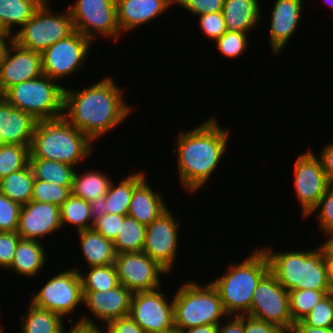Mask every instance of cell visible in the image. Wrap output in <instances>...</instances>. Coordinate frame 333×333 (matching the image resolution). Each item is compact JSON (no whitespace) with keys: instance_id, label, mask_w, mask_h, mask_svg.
I'll use <instances>...</instances> for the list:
<instances>
[{"instance_id":"cell-1","label":"cell","mask_w":333,"mask_h":333,"mask_svg":"<svg viewBox=\"0 0 333 333\" xmlns=\"http://www.w3.org/2000/svg\"><path fill=\"white\" fill-rule=\"evenodd\" d=\"M112 75L81 89L64 90L63 117L94 144L130 117L133 109Z\"/></svg>"},{"instance_id":"cell-2","label":"cell","mask_w":333,"mask_h":333,"mask_svg":"<svg viewBox=\"0 0 333 333\" xmlns=\"http://www.w3.org/2000/svg\"><path fill=\"white\" fill-rule=\"evenodd\" d=\"M216 115L191 130L178 131L173 152L176 153V171L184 191L197 193L214 176L228 148L230 130L223 128Z\"/></svg>"},{"instance_id":"cell-3","label":"cell","mask_w":333,"mask_h":333,"mask_svg":"<svg viewBox=\"0 0 333 333\" xmlns=\"http://www.w3.org/2000/svg\"><path fill=\"white\" fill-rule=\"evenodd\" d=\"M269 262V272L288 291L312 289L333 292L330 285L327 262L323 253V241L315 249H291L276 251L269 246L260 247ZM296 250V251H295Z\"/></svg>"},{"instance_id":"cell-4","label":"cell","mask_w":333,"mask_h":333,"mask_svg":"<svg viewBox=\"0 0 333 333\" xmlns=\"http://www.w3.org/2000/svg\"><path fill=\"white\" fill-rule=\"evenodd\" d=\"M93 142L63 116L38 121L29 158H43L81 167L94 152ZM92 155V156H91ZM80 166V167H79Z\"/></svg>"},{"instance_id":"cell-5","label":"cell","mask_w":333,"mask_h":333,"mask_svg":"<svg viewBox=\"0 0 333 333\" xmlns=\"http://www.w3.org/2000/svg\"><path fill=\"white\" fill-rule=\"evenodd\" d=\"M229 263L228 270L210 283L216 288L228 316L247 315L253 293L260 280L269 272V262L261 248L248 254L241 263Z\"/></svg>"},{"instance_id":"cell-6","label":"cell","mask_w":333,"mask_h":333,"mask_svg":"<svg viewBox=\"0 0 333 333\" xmlns=\"http://www.w3.org/2000/svg\"><path fill=\"white\" fill-rule=\"evenodd\" d=\"M175 292L173 307L177 331L208 324L218 325L228 316L218 291L209 281L199 284L196 280H186Z\"/></svg>"},{"instance_id":"cell-7","label":"cell","mask_w":333,"mask_h":333,"mask_svg":"<svg viewBox=\"0 0 333 333\" xmlns=\"http://www.w3.org/2000/svg\"><path fill=\"white\" fill-rule=\"evenodd\" d=\"M64 85L42 74L10 87L2 96L38 121L63 116Z\"/></svg>"},{"instance_id":"cell-8","label":"cell","mask_w":333,"mask_h":333,"mask_svg":"<svg viewBox=\"0 0 333 333\" xmlns=\"http://www.w3.org/2000/svg\"><path fill=\"white\" fill-rule=\"evenodd\" d=\"M50 2L46 0L14 34V42L20 47L42 54L52 44L75 31L68 7L63 12L60 10L55 13Z\"/></svg>"},{"instance_id":"cell-9","label":"cell","mask_w":333,"mask_h":333,"mask_svg":"<svg viewBox=\"0 0 333 333\" xmlns=\"http://www.w3.org/2000/svg\"><path fill=\"white\" fill-rule=\"evenodd\" d=\"M67 5L74 29L90 41L101 36L114 42L123 35L117 22L116 0H74ZM97 37V38H96Z\"/></svg>"},{"instance_id":"cell-10","label":"cell","mask_w":333,"mask_h":333,"mask_svg":"<svg viewBox=\"0 0 333 333\" xmlns=\"http://www.w3.org/2000/svg\"><path fill=\"white\" fill-rule=\"evenodd\" d=\"M61 271L52 275L38 292L31 291L30 303L65 319L75 314L77 307L83 306V292L80 274L74 267Z\"/></svg>"},{"instance_id":"cell-11","label":"cell","mask_w":333,"mask_h":333,"mask_svg":"<svg viewBox=\"0 0 333 333\" xmlns=\"http://www.w3.org/2000/svg\"><path fill=\"white\" fill-rule=\"evenodd\" d=\"M94 43L78 31L59 40L42 53V72L49 78L60 82L82 71L89 59ZM90 52V53H89ZM89 54V56H88ZM61 80V81H60Z\"/></svg>"},{"instance_id":"cell-12","label":"cell","mask_w":333,"mask_h":333,"mask_svg":"<svg viewBox=\"0 0 333 333\" xmlns=\"http://www.w3.org/2000/svg\"><path fill=\"white\" fill-rule=\"evenodd\" d=\"M247 315L290 333L294 323L290 314L289 292L270 272L257 284Z\"/></svg>"},{"instance_id":"cell-13","label":"cell","mask_w":333,"mask_h":333,"mask_svg":"<svg viewBox=\"0 0 333 333\" xmlns=\"http://www.w3.org/2000/svg\"><path fill=\"white\" fill-rule=\"evenodd\" d=\"M313 150L310 147L306 152L300 153L293 164V186L303 218H306L317 206L330 183L318 154Z\"/></svg>"},{"instance_id":"cell-14","label":"cell","mask_w":333,"mask_h":333,"mask_svg":"<svg viewBox=\"0 0 333 333\" xmlns=\"http://www.w3.org/2000/svg\"><path fill=\"white\" fill-rule=\"evenodd\" d=\"M163 291L159 288L132 294L129 316L146 333H163L175 328L173 294Z\"/></svg>"},{"instance_id":"cell-15","label":"cell","mask_w":333,"mask_h":333,"mask_svg":"<svg viewBox=\"0 0 333 333\" xmlns=\"http://www.w3.org/2000/svg\"><path fill=\"white\" fill-rule=\"evenodd\" d=\"M168 208L157 219L146 226L143 252L158 262L169 273L173 272L179 249L181 222ZM178 218V219H177ZM176 259V260H175Z\"/></svg>"},{"instance_id":"cell-16","label":"cell","mask_w":333,"mask_h":333,"mask_svg":"<svg viewBox=\"0 0 333 333\" xmlns=\"http://www.w3.org/2000/svg\"><path fill=\"white\" fill-rule=\"evenodd\" d=\"M118 281L132 293L153 291L161 287V277L169 272L143 251L117 254Z\"/></svg>"},{"instance_id":"cell-17","label":"cell","mask_w":333,"mask_h":333,"mask_svg":"<svg viewBox=\"0 0 333 333\" xmlns=\"http://www.w3.org/2000/svg\"><path fill=\"white\" fill-rule=\"evenodd\" d=\"M82 292L83 306L90 312H87L89 313L88 315L87 313L86 315L83 313L82 316L78 317L77 321L103 328L108 322L130 314L131 297L133 293L120 283L105 292Z\"/></svg>"},{"instance_id":"cell-18","label":"cell","mask_w":333,"mask_h":333,"mask_svg":"<svg viewBox=\"0 0 333 333\" xmlns=\"http://www.w3.org/2000/svg\"><path fill=\"white\" fill-rule=\"evenodd\" d=\"M60 207L45 202L30 201L22 205L17 233L21 239L40 241L46 236L60 232Z\"/></svg>"},{"instance_id":"cell-19","label":"cell","mask_w":333,"mask_h":333,"mask_svg":"<svg viewBox=\"0 0 333 333\" xmlns=\"http://www.w3.org/2000/svg\"><path fill=\"white\" fill-rule=\"evenodd\" d=\"M42 74V54L13 42L0 66V95L10 87Z\"/></svg>"},{"instance_id":"cell-20","label":"cell","mask_w":333,"mask_h":333,"mask_svg":"<svg viewBox=\"0 0 333 333\" xmlns=\"http://www.w3.org/2000/svg\"><path fill=\"white\" fill-rule=\"evenodd\" d=\"M304 0H273L270 14L269 46L273 55L284 50L302 20Z\"/></svg>"},{"instance_id":"cell-21","label":"cell","mask_w":333,"mask_h":333,"mask_svg":"<svg viewBox=\"0 0 333 333\" xmlns=\"http://www.w3.org/2000/svg\"><path fill=\"white\" fill-rule=\"evenodd\" d=\"M117 22L122 34L153 22L172 6L175 0H116Z\"/></svg>"},{"instance_id":"cell-22","label":"cell","mask_w":333,"mask_h":333,"mask_svg":"<svg viewBox=\"0 0 333 333\" xmlns=\"http://www.w3.org/2000/svg\"><path fill=\"white\" fill-rule=\"evenodd\" d=\"M37 122L0 95V131L6 144L31 145Z\"/></svg>"},{"instance_id":"cell-23","label":"cell","mask_w":333,"mask_h":333,"mask_svg":"<svg viewBox=\"0 0 333 333\" xmlns=\"http://www.w3.org/2000/svg\"><path fill=\"white\" fill-rule=\"evenodd\" d=\"M147 178L148 176L134 188L127 214L145 226L169 208L163 193L152 189Z\"/></svg>"},{"instance_id":"cell-24","label":"cell","mask_w":333,"mask_h":333,"mask_svg":"<svg viewBox=\"0 0 333 333\" xmlns=\"http://www.w3.org/2000/svg\"><path fill=\"white\" fill-rule=\"evenodd\" d=\"M43 245L40 241L20 239L8 271L11 270L14 274L21 275L22 278L30 279V277L40 276L39 273H42L40 271L45 269L43 267L49 261L46 245Z\"/></svg>"},{"instance_id":"cell-25","label":"cell","mask_w":333,"mask_h":333,"mask_svg":"<svg viewBox=\"0 0 333 333\" xmlns=\"http://www.w3.org/2000/svg\"><path fill=\"white\" fill-rule=\"evenodd\" d=\"M260 5L259 0H224L222 13L227 29L252 34L262 20Z\"/></svg>"},{"instance_id":"cell-26","label":"cell","mask_w":333,"mask_h":333,"mask_svg":"<svg viewBox=\"0 0 333 333\" xmlns=\"http://www.w3.org/2000/svg\"><path fill=\"white\" fill-rule=\"evenodd\" d=\"M78 233L79 250L84 263L89 267L106 266L115 263L116 252L113 241L103 237L93 229Z\"/></svg>"},{"instance_id":"cell-27","label":"cell","mask_w":333,"mask_h":333,"mask_svg":"<svg viewBox=\"0 0 333 333\" xmlns=\"http://www.w3.org/2000/svg\"><path fill=\"white\" fill-rule=\"evenodd\" d=\"M146 177L144 171L128 174L118 183L112 180L105 194L108 214L127 215L134 188Z\"/></svg>"},{"instance_id":"cell-28","label":"cell","mask_w":333,"mask_h":333,"mask_svg":"<svg viewBox=\"0 0 333 333\" xmlns=\"http://www.w3.org/2000/svg\"><path fill=\"white\" fill-rule=\"evenodd\" d=\"M78 169L76 168L73 177L72 194L88 202L105 196L113 179L102 170L93 169L79 173Z\"/></svg>"},{"instance_id":"cell-29","label":"cell","mask_w":333,"mask_h":333,"mask_svg":"<svg viewBox=\"0 0 333 333\" xmlns=\"http://www.w3.org/2000/svg\"><path fill=\"white\" fill-rule=\"evenodd\" d=\"M28 304L26 312L19 320L21 333H59L66 323L61 315L34 306L30 302Z\"/></svg>"},{"instance_id":"cell-30","label":"cell","mask_w":333,"mask_h":333,"mask_svg":"<svg viewBox=\"0 0 333 333\" xmlns=\"http://www.w3.org/2000/svg\"><path fill=\"white\" fill-rule=\"evenodd\" d=\"M46 0H0V18L14 35ZM16 29V31H15Z\"/></svg>"},{"instance_id":"cell-31","label":"cell","mask_w":333,"mask_h":333,"mask_svg":"<svg viewBox=\"0 0 333 333\" xmlns=\"http://www.w3.org/2000/svg\"><path fill=\"white\" fill-rule=\"evenodd\" d=\"M29 166L35 179L55 183L62 187H72L76 167L54 160L29 158Z\"/></svg>"},{"instance_id":"cell-32","label":"cell","mask_w":333,"mask_h":333,"mask_svg":"<svg viewBox=\"0 0 333 333\" xmlns=\"http://www.w3.org/2000/svg\"><path fill=\"white\" fill-rule=\"evenodd\" d=\"M34 175L29 164L0 180V192L10 200L21 205L31 201L33 194Z\"/></svg>"},{"instance_id":"cell-33","label":"cell","mask_w":333,"mask_h":333,"mask_svg":"<svg viewBox=\"0 0 333 333\" xmlns=\"http://www.w3.org/2000/svg\"><path fill=\"white\" fill-rule=\"evenodd\" d=\"M146 226L126 215L120 231L113 240L116 254L140 252L145 244Z\"/></svg>"},{"instance_id":"cell-34","label":"cell","mask_w":333,"mask_h":333,"mask_svg":"<svg viewBox=\"0 0 333 333\" xmlns=\"http://www.w3.org/2000/svg\"><path fill=\"white\" fill-rule=\"evenodd\" d=\"M61 226L73 225L76 231L92 229L93 220L91 217L90 204L82 198L71 194L60 206Z\"/></svg>"},{"instance_id":"cell-35","label":"cell","mask_w":333,"mask_h":333,"mask_svg":"<svg viewBox=\"0 0 333 333\" xmlns=\"http://www.w3.org/2000/svg\"><path fill=\"white\" fill-rule=\"evenodd\" d=\"M82 280V291H107L119 284L115 264L86 268L83 273L81 267L74 266ZM89 269V270H88ZM87 272V273H86Z\"/></svg>"},{"instance_id":"cell-36","label":"cell","mask_w":333,"mask_h":333,"mask_svg":"<svg viewBox=\"0 0 333 333\" xmlns=\"http://www.w3.org/2000/svg\"><path fill=\"white\" fill-rule=\"evenodd\" d=\"M30 146L5 144L0 147V180L29 164Z\"/></svg>"},{"instance_id":"cell-37","label":"cell","mask_w":333,"mask_h":333,"mask_svg":"<svg viewBox=\"0 0 333 333\" xmlns=\"http://www.w3.org/2000/svg\"><path fill=\"white\" fill-rule=\"evenodd\" d=\"M323 291L300 289L289 292L290 314L293 323L301 321L325 296Z\"/></svg>"},{"instance_id":"cell-38","label":"cell","mask_w":333,"mask_h":333,"mask_svg":"<svg viewBox=\"0 0 333 333\" xmlns=\"http://www.w3.org/2000/svg\"><path fill=\"white\" fill-rule=\"evenodd\" d=\"M72 187H62L40 179H35L33 184L32 201L45 202L59 207L72 194Z\"/></svg>"},{"instance_id":"cell-39","label":"cell","mask_w":333,"mask_h":333,"mask_svg":"<svg viewBox=\"0 0 333 333\" xmlns=\"http://www.w3.org/2000/svg\"><path fill=\"white\" fill-rule=\"evenodd\" d=\"M313 214L320 232L328 240L333 235V183H329L325 194L306 218Z\"/></svg>"},{"instance_id":"cell-40","label":"cell","mask_w":333,"mask_h":333,"mask_svg":"<svg viewBox=\"0 0 333 333\" xmlns=\"http://www.w3.org/2000/svg\"><path fill=\"white\" fill-rule=\"evenodd\" d=\"M249 33L242 31L227 30L219 39L215 41L216 49L226 58H239L249 49Z\"/></svg>"},{"instance_id":"cell-41","label":"cell","mask_w":333,"mask_h":333,"mask_svg":"<svg viewBox=\"0 0 333 333\" xmlns=\"http://www.w3.org/2000/svg\"><path fill=\"white\" fill-rule=\"evenodd\" d=\"M301 321L312 328H332L333 292L325 295Z\"/></svg>"},{"instance_id":"cell-42","label":"cell","mask_w":333,"mask_h":333,"mask_svg":"<svg viewBox=\"0 0 333 333\" xmlns=\"http://www.w3.org/2000/svg\"><path fill=\"white\" fill-rule=\"evenodd\" d=\"M21 207L0 192V232L17 231Z\"/></svg>"},{"instance_id":"cell-43","label":"cell","mask_w":333,"mask_h":333,"mask_svg":"<svg viewBox=\"0 0 333 333\" xmlns=\"http://www.w3.org/2000/svg\"><path fill=\"white\" fill-rule=\"evenodd\" d=\"M199 17L200 31L212 41L219 39L228 29L222 12L207 13Z\"/></svg>"},{"instance_id":"cell-44","label":"cell","mask_w":333,"mask_h":333,"mask_svg":"<svg viewBox=\"0 0 333 333\" xmlns=\"http://www.w3.org/2000/svg\"><path fill=\"white\" fill-rule=\"evenodd\" d=\"M175 5L190 12L191 16L222 12L224 0H175Z\"/></svg>"},{"instance_id":"cell-45","label":"cell","mask_w":333,"mask_h":333,"mask_svg":"<svg viewBox=\"0 0 333 333\" xmlns=\"http://www.w3.org/2000/svg\"><path fill=\"white\" fill-rule=\"evenodd\" d=\"M125 216L106 213L93 221L92 229L113 241L120 231Z\"/></svg>"},{"instance_id":"cell-46","label":"cell","mask_w":333,"mask_h":333,"mask_svg":"<svg viewBox=\"0 0 333 333\" xmlns=\"http://www.w3.org/2000/svg\"><path fill=\"white\" fill-rule=\"evenodd\" d=\"M21 237L15 232H0V267L8 271L11 267L17 244Z\"/></svg>"},{"instance_id":"cell-47","label":"cell","mask_w":333,"mask_h":333,"mask_svg":"<svg viewBox=\"0 0 333 333\" xmlns=\"http://www.w3.org/2000/svg\"><path fill=\"white\" fill-rule=\"evenodd\" d=\"M102 333H146L129 315L108 322Z\"/></svg>"},{"instance_id":"cell-48","label":"cell","mask_w":333,"mask_h":333,"mask_svg":"<svg viewBox=\"0 0 333 333\" xmlns=\"http://www.w3.org/2000/svg\"><path fill=\"white\" fill-rule=\"evenodd\" d=\"M244 333H286L281 328L261 319L244 315Z\"/></svg>"},{"instance_id":"cell-49","label":"cell","mask_w":333,"mask_h":333,"mask_svg":"<svg viewBox=\"0 0 333 333\" xmlns=\"http://www.w3.org/2000/svg\"><path fill=\"white\" fill-rule=\"evenodd\" d=\"M327 144V145H326ZM325 146L319 152V158L322 163L324 173L330 183H333V141L326 142Z\"/></svg>"},{"instance_id":"cell-50","label":"cell","mask_w":333,"mask_h":333,"mask_svg":"<svg viewBox=\"0 0 333 333\" xmlns=\"http://www.w3.org/2000/svg\"><path fill=\"white\" fill-rule=\"evenodd\" d=\"M226 321L218 324V333H244V315L227 316Z\"/></svg>"},{"instance_id":"cell-51","label":"cell","mask_w":333,"mask_h":333,"mask_svg":"<svg viewBox=\"0 0 333 333\" xmlns=\"http://www.w3.org/2000/svg\"><path fill=\"white\" fill-rule=\"evenodd\" d=\"M67 322L72 325L70 326L71 328L67 329V326L64 325L60 329L59 333H102L101 328L91 325L89 323H84L80 321H75V323H73L72 318H69Z\"/></svg>"},{"instance_id":"cell-52","label":"cell","mask_w":333,"mask_h":333,"mask_svg":"<svg viewBox=\"0 0 333 333\" xmlns=\"http://www.w3.org/2000/svg\"><path fill=\"white\" fill-rule=\"evenodd\" d=\"M89 204L93 221L107 213L105 196L97 197L95 200L90 201Z\"/></svg>"},{"instance_id":"cell-53","label":"cell","mask_w":333,"mask_h":333,"mask_svg":"<svg viewBox=\"0 0 333 333\" xmlns=\"http://www.w3.org/2000/svg\"><path fill=\"white\" fill-rule=\"evenodd\" d=\"M290 333H333L332 328H312L305 325L302 321L293 324Z\"/></svg>"},{"instance_id":"cell-54","label":"cell","mask_w":333,"mask_h":333,"mask_svg":"<svg viewBox=\"0 0 333 333\" xmlns=\"http://www.w3.org/2000/svg\"><path fill=\"white\" fill-rule=\"evenodd\" d=\"M323 253L327 262L330 285L333 290V248L326 241H323Z\"/></svg>"},{"instance_id":"cell-55","label":"cell","mask_w":333,"mask_h":333,"mask_svg":"<svg viewBox=\"0 0 333 333\" xmlns=\"http://www.w3.org/2000/svg\"><path fill=\"white\" fill-rule=\"evenodd\" d=\"M13 42L14 35H0V66L4 62L7 51Z\"/></svg>"},{"instance_id":"cell-56","label":"cell","mask_w":333,"mask_h":333,"mask_svg":"<svg viewBox=\"0 0 333 333\" xmlns=\"http://www.w3.org/2000/svg\"><path fill=\"white\" fill-rule=\"evenodd\" d=\"M178 333H218V325H202L178 331Z\"/></svg>"},{"instance_id":"cell-57","label":"cell","mask_w":333,"mask_h":333,"mask_svg":"<svg viewBox=\"0 0 333 333\" xmlns=\"http://www.w3.org/2000/svg\"><path fill=\"white\" fill-rule=\"evenodd\" d=\"M0 35H13L4 25L0 18Z\"/></svg>"},{"instance_id":"cell-58","label":"cell","mask_w":333,"mask_h":333,"mask_svg":"<svg viewBox=\"0 0 333 333\" xmlns=\"http://www.w3.org/2000/svg\"><path fill=\"white\" fill-rule=\"evenodd\" d=\"M6 143H5V140H4V138H3V135H2V133H1V131H0V147H2L3 145H5Z\"/></svg>"},{"instance_id":"cell-59","label":"cell","mask_w":333,"mask_h":333,"mask_svg":"<svg viewBox=\"0 0 333 333\" xmlns=\"http://www.w3.org/2000/svg\"><path fill=\"white\" fill-rule=\"evenodd\" d=\"M325 241L333 248V235L328 240Z\"/></svg>"},{"instance_id":"cell-60","label":"cell","mask_w":333,"mask_h":333,"mask_svg":"<svg viewBox=\"0 0 333 333\" xmlns=\"http://www.w3.org/2000/svg\"><path fill=\"white\" fill-rule=\"evenodd\" d=\"M163 333H178V331L174 328L169 331L163 332Z\"/></svg>"},{"instance_id":"cell-61","label":"cell","mask_w":333,"mask_h":333,"mask_svg":"<svg viewBox=\"0 0 333 333\" xmlns=\"http://www.w3.org/2000/svg\"><path fill=\"white\" fill-rule=\"evenodd\" d=\"M324 1H326V3L329 4V6H332L333 8V0H324Z\"/></svg>"},{"instance_id":"cell-62","label":"cell","mask_w":333,"mask_h":333,"mask_svg":"<svg viewBox=\"0 0 333 333\" xmlns=\"http://www.w3.org/2000/svg\"><path fill=\"white\" fill-rule=\"evenodd\" d=\"M1 325V324H0ZM0 333H6L4 330H3V326H0Z\"/></svg>"}]
</instances>
